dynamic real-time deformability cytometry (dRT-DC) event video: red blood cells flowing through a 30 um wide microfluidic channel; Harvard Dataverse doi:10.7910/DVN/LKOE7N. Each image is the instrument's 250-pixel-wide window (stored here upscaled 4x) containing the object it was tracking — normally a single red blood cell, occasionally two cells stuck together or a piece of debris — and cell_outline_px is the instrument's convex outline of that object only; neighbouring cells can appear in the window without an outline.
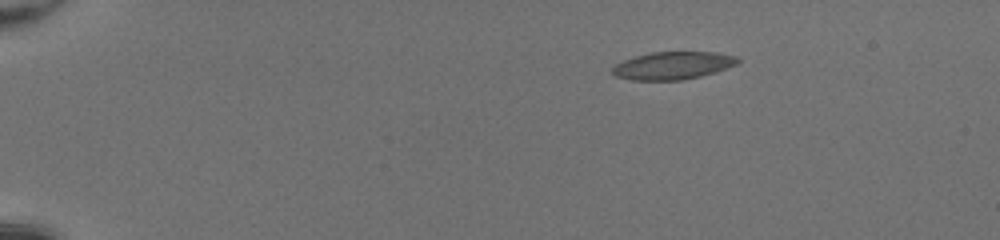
{"species": "common noctule bat (a hibernating species)", "species_latin": "Nyctalus noctula", "temperature_condition": "room temperature", "stored_images_in_passage": 43, "camera_frame_rate_fps": 3000, "um_per_image_px": 0.085, "animal": {"sex": "female", "body_mass_g": 20.0, "forearm_length_mm": 54.0}, "frame": {"image": 1, "passage_image": 1, "time_ms": 0.0, "image_size_px": [1000, 240], "cell_outline_px": [[740, 60], [736, 64], [716, 72], [700, 76], [680, 80], [632, 80], [616, 76], [612, 72], [612, 68], [616, 64], [624, 60], [636, 56], [652, 52], [716, 52], [736, 56]], "centroid_in_image_um": [57.2, 5.57], "position_along_channel_um": 27.8, "area_um2": 20.06}}
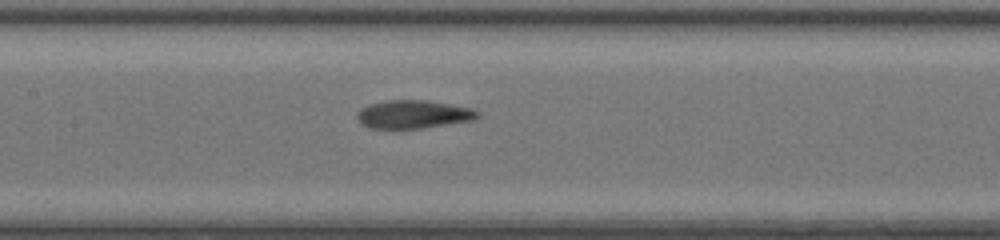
{"frame": {"image": 2, "passage_image": 19, "time_ms": 6.0, "image_size_px": [1000, 240], "cell_outline_px": [[480, 116], [476, 120], [424, 128], [368, 128], [360, 124], [356, 116], [356, 112], [360, 108], [368, 104], [388, 100], [424, 100], [448, 104], [468, 108], [480, 112]], "centroid_in_image_um": [35.1, 9.73], "position_along_channel_um": 172.3, "area_um2": 19.94}}
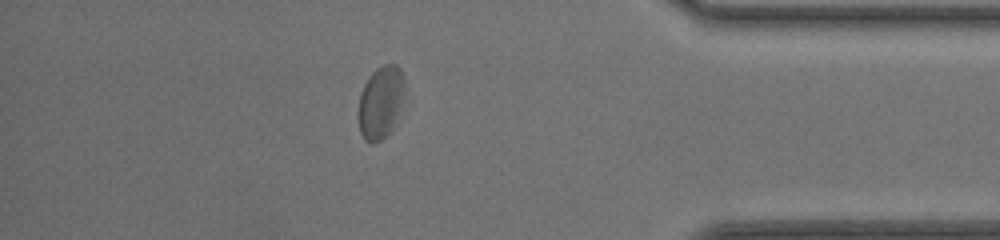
{"frame": {"image": 3, "passage_image": 37, "time_ms": 12.0, "image_size_px": [1000, 240], "cell_outline_px": [[404, 92], [392, 128], [380, 140], [372, 144], [364, 140], [360, 132], [356, 116], [356, 112], [360, 92], [368, 76], [376, 68], [384, 64], [396, 64], [400, 68], [404, 76]], "centroid_in_image_um": [32.29, 8.67], "position_along_channel_um": 402.9, "area_um2": 19.77}, "authors_computed_cell_mechanics": {"area_um2": 20.23, "velocity_mm_per_s": 4.2314, "shape_relaxation_time_tau1_ms": 2.8842, "shape_relaxation_time_tau2_ms": 1.4489, "deformation_change_tau1": 0.1213, "deformation_change_tau2": 0.0843}}